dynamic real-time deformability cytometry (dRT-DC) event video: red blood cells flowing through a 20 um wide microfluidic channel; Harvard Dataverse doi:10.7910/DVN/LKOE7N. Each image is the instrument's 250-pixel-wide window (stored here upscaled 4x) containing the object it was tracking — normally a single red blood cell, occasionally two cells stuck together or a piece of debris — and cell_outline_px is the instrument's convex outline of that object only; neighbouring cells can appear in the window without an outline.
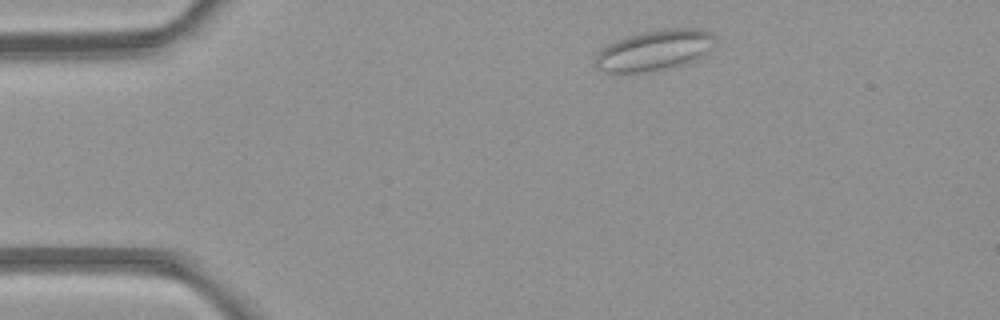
{"species": "common noctule bat (a hibernating species)", "species_latin": "Nyctalus noctula", "temperature_condition": "room temperature", "stored_images_in_passage": 4, "camera_frame_rate_fps": 3000, "um_per_image_px": 0.085, "animal": {"sex": "female", "body_mass_g": 21.9}, "frame": {"image": 1, "passage_image": 1, "time_ms": 0.0, "image_size_px": [1000, 320], "cell_outline_px": [[716, 40], [696, 60], [676, 68], [648, 72], [604, 72], [596, 68], [592, 64], [592, 60], [596, 52], [608, 44], [628, 36], [640, 32], [664, 28], [700, 28], [712, 32], [716, 36]], "centroid_in_image_um": [55.59, 4.28], "position_along_channel_um": 29.4, "area_um2": 28.9}}